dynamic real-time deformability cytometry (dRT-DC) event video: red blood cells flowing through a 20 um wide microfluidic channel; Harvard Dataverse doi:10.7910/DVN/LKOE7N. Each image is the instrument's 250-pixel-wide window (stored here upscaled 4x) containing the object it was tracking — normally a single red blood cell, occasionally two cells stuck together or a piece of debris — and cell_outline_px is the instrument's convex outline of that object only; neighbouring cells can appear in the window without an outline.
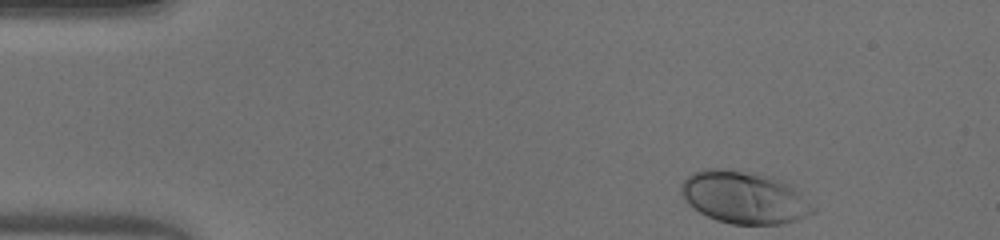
{"species": "human", "species_latin": "Homo sapiens", "temperature_condition": "warm", "stored_images_in_passage": 45, "camera_frame_rate_fps": 3000, "um_per_image_px": 0.085, "donor": {"sex": "male"}, "frame": {"image": 1, "passage_image": 1, "time_ms": 0.0, "image_size_px": [1000, 240], "cell_outline_px": [[816, 212], [796, 220], [784, 224], [732, 224], [716, 220], [692, 208], [684, 200], [680, 192], [680, 184], [692, 172], [704, 168], [720, 168], [772, 176], [792, 184], [816, 208]], "centroid_in_image_um": [63.26, 16.77], "position_along_channel_um": 21.7, "area_um2": 40.63}}
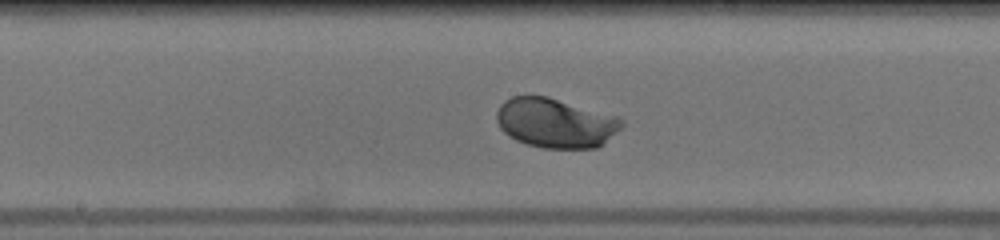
{"frame": {"image": 2, "passage_image": 21, "time_ms": 6.667, "image_size_px": [1000, 240], "cell_outline_px": [[624, 124], [604, 144], [596, 148], [544, 148], [528, 144], [516, 140], [508, 136], [500, 128], [496, 120], [496, 112], [500, 104], [504, 100], [512, 96], [548, 96], [616, 116], [624, 120]], "centroid_in_image_um": [47.2, 10.45], "position_along_channel_um": 201.0, "area_um2": 36.18}}
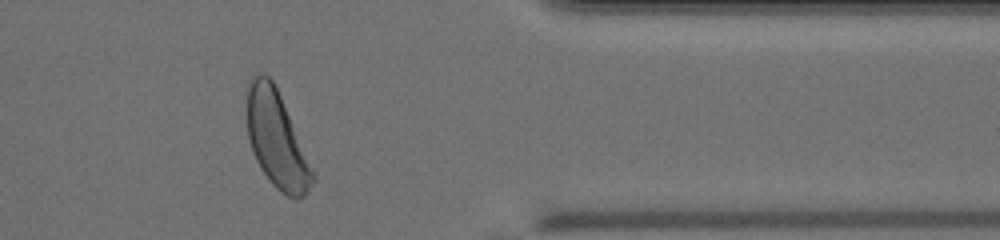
{"frame": {"image": 3, "passage_image": 36, "time_ms": 11.667, "image_size_px": [1000, 240], "cell_outline_px": [[316, 180], [308, 192], [304, 196], [296, 200], [280, 192], [272, 184], [260, 168], [252, 152], [248, 136], [248, 84], [252, 76], [260, 72], [268, 76], [272, 80], [280, 96], [316, 176]], "centroid_in_image_um": [23.53, 11.92], "position_along_channel_um": 387.9, "area_um2": 36.41}, "authors_computed_cell_mechanics": {"area_um2": 36.0094, "velocity_mm_per_s": 4.0654, "shape_relaxation_time_tau1_ms": 1.31, "shape_relaxation_time_tau2_ms": null, "deformation_change_tau1": 0.1489, "deformation_change_tau2": null}}